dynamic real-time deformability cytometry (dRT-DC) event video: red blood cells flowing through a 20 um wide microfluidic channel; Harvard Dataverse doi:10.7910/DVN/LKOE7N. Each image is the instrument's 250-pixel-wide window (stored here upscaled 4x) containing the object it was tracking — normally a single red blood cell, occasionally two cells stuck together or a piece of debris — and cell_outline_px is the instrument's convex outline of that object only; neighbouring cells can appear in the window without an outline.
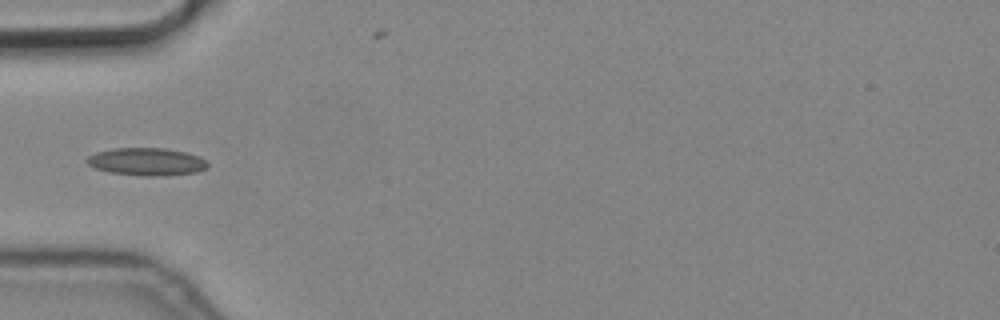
{"species": "common noctule bat (a hibernating species)", "species_latin": "Nyctalus noctula", "temperature_condition": "cold", "stored_images_in_passage": 1, "camera_frame_rate_fps": 3000, "um_per_image_px": 0.085, "animal": {"sex": "male", "body_mass_g": 19.2, "forearm_length_mm": 51.8}, "frame": {"image": 1, "passage_image": 1, "time_ms": 0.0, "image_size_px": [1000, 320], "cell_outline_px": [[208, 168], [196, 172], [112, 172], [96, 168], [88, 164], [84, 160], [88, 156], [96, 152], [112, 148], [164, 148], [184, 152], [200, 156], [208, 164]], "centroid_in_image_um": [12.41, 13.65], "position_along_channel_um": 72.6, "area_um2": 17.92}}